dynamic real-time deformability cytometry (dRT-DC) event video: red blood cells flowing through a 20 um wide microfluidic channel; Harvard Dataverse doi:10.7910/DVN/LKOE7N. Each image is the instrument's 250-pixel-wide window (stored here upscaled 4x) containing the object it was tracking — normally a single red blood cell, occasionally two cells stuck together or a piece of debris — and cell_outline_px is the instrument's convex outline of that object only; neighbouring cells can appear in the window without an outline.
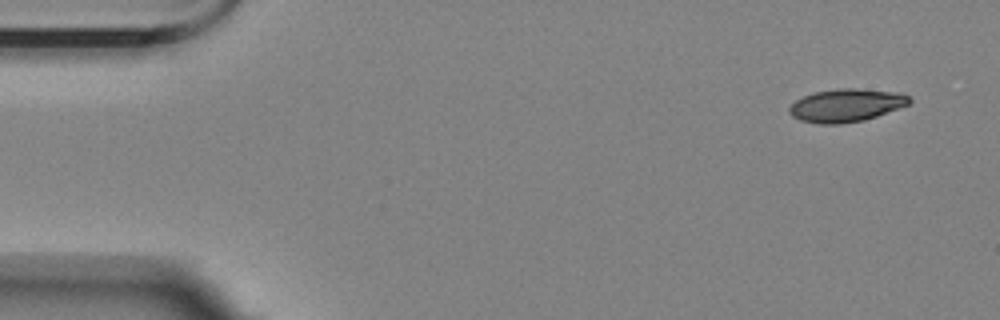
{"species": "Egyptian fruit bat (a non-hibernating species)", "species_latin": "Rousettus aegyptiacus", "temperature_condition": "room temperature", "stored_images_in_passage": 6, "segment_of_instrument_passage": [1, 2], "camera_frame_rate_fps": 3000, "um_per_image_px": 0.085, "animal": {"sex": "female"}, "frame": {"image": 1, "passage_image": 1, "time_ms": 0.0, "image_size_px": [1000, 320], "cell_outline_px": [[912, 100], [908, 104], [876, 116], [864, 120], [840, 124], [820, 124], [800, 120], [792, 116], [788, 112], [788, 108], [796, 100], [804, 96], [816, 92], [840, 88], [856, 88], [900, 92], [908, 96]], "centroid_in_image_um": [71.91, 8.95], "position_along_channel_um": 13.1, "area_um2": 22.95}}
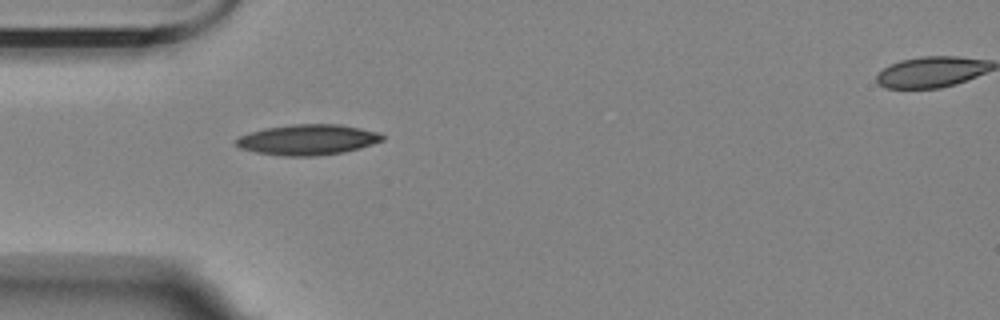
{"frame": {"image": 2, "passage_image": 5, "time_ms": 4.333, "image_size_px": [1000, 320], "cell_outline_px": [[384, 140], [360, 148], [344, 152], [312, 156], [284, 156], [256, 152], [240, 148], [232, 140], [240, 136], [264, 128], [292, 124], [340, 124], [380, 132], [384, 136]], "centroid_in_image_um": [26.16, 11.87], "position_along_channel_um": 58.8, "area_um2": 26.07}}